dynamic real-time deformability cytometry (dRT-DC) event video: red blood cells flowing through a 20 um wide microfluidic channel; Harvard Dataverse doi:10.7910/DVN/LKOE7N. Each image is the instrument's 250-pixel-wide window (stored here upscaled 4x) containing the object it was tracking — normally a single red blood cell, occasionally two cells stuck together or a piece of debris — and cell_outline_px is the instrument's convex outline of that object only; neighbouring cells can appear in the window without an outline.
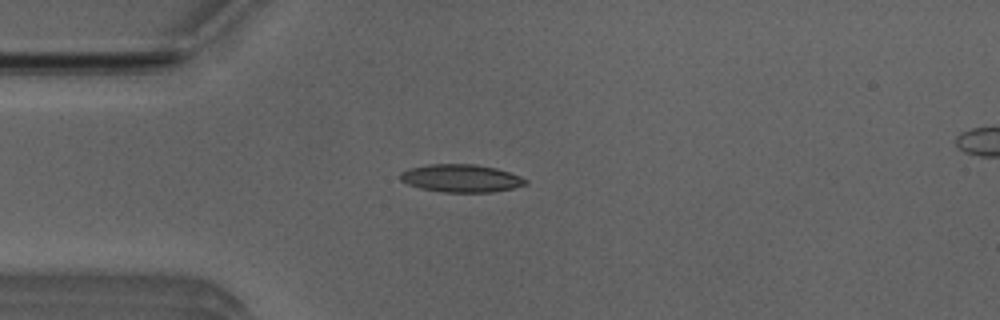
{"species": "Egyptian fruit bat (a non-hibernating species)", "species_latin": "Rousettus aegyptiacus", "temperature_condition": "room temperature", "stored_images_in_passage": 47, "camera_frame_rate_fps": 3000, "um_per_image_px": 0.085, "animal": {"sex": "male"}, "frame": {"image": 1, "passage_image": 7, "time_ms": 2.0, "image_size_px": [1000, 320], "cell_outline_px": [[528, 184], [512, 188], [492, 192], [444, 192], [420, 188], [408, 184], [400, 180], [400, 172], [408, 168], [428, 164], [476, 164], [496, 168], [520, 176], [528, 180]], "centroid_in_image_um": [39.18, 15.15], "position_along_channel_um": 45.8, "area_um2": 20.35}}
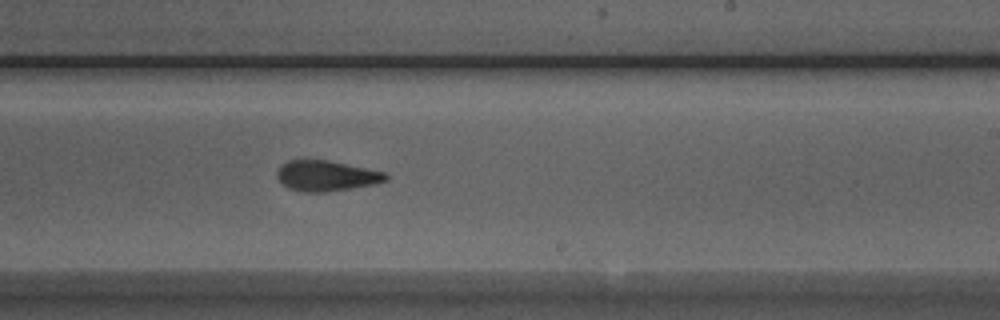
{"frame": {"image": 2, "passage_image": 25, "time_ms": 8.0, "image_size_px": [1000, 320], "cell_outline_px": [[388, 180], [372, 184], [324, 192], [304, 192], [288, 188], [276, 176], [276, 172], [288, 160], [328, 160], [384, 172], [388, 176]], "centroid_in_image_um": [27.72, 14.94], "position_along_channel_um": 261.3, "area_um2": 18.9}}
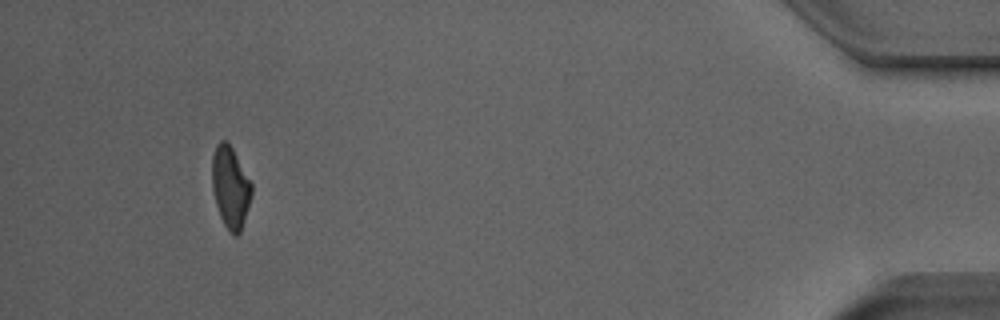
{"frame": {"image": 3, "passage_image": 43, "time_ms": 14.0, "image_size_px": [1000, 320], "cell_outline_px": [[252, 196], [240, 232], [236, 236], [232, 236], [228, 232], [220, 216], [216, 204], [212, 188], [212, 156], [216, 144], [220, 140], [224, 140], [232, 148], [252, 184]], "centroid_in_image_um": [19.58, 15.94], "position_along_channel_um": 415.6, "area_um2": 18.79}, "authors_computed_cell_mechanics": {"area_um2": 19.3052, "velocity_mm_per_s": 3.8264, "shape_relaxation_time_tau1_ms": 5.9731, "shape_relaxation_time_tau2_ms": 2.5308, "deformation_change_tau1": 0.1872, "deformation_change_tau2": 0.1025}}